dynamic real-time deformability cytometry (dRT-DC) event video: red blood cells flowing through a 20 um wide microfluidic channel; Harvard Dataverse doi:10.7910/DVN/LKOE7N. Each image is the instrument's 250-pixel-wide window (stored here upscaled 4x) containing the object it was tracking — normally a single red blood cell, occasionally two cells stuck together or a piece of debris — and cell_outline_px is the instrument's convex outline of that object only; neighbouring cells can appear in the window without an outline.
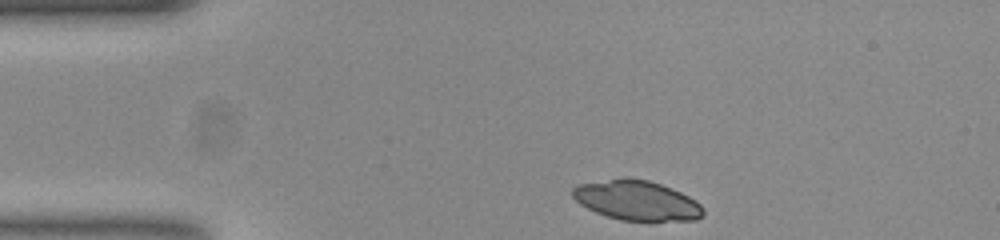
{"species": "common noctule bat (a hibernating species)", "species_latin": "Nyctalus noctula", "temperature_condition": "room temperature", "stored_images_in_passage": 35, "camera_frame_rate_fps": 3000, "um_per_image_px": 0.085, "animal": {"sex": "female", "body_mass_g": 23.0, "forearm_length_mm": 53.4}, "frame": {"image": 1, "passage_image": 1, "time_ms": 0.0, "image_size_px": [1000, 240], "cell_outline_px": [[704, 216], [696, 220], [620, 220], [596, 212], [580, 204], [572, 196], [572, 188], [580, 184], [624, 176], [628, 176], [648, 180], [672, 188], [696, 200], [704, 208]], "centroid_in_image_um": [54.14, 17.01], "position_along_channel_um": 30.9, "area_um2": 30.35}}
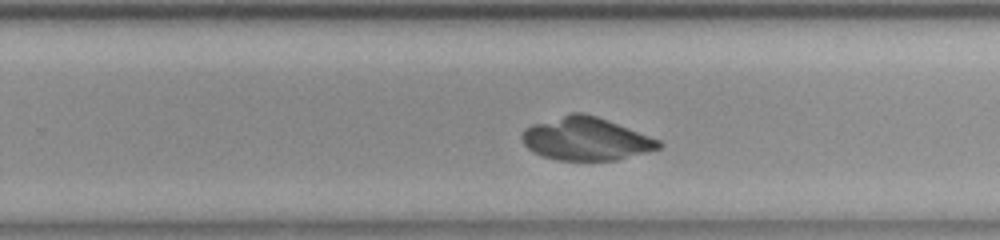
{"frame": {"image": 2, "passage_image": 25, "time_ms": 8.0, "image_size_px": [1000, 240], "cell_outline_px": [[664, 144], [660, 148], [648, 152], [616, 160], [556, 160], [544, 156], [528, 148], [524, 144], [524, 128], [532, 124], [572, 112], [584, 112], [608, 120], [660, 140]], "centroid_in_image_um": [49.85, 11.8], "position_along_channel_um": 280.0, "area_um2": 33.99}}
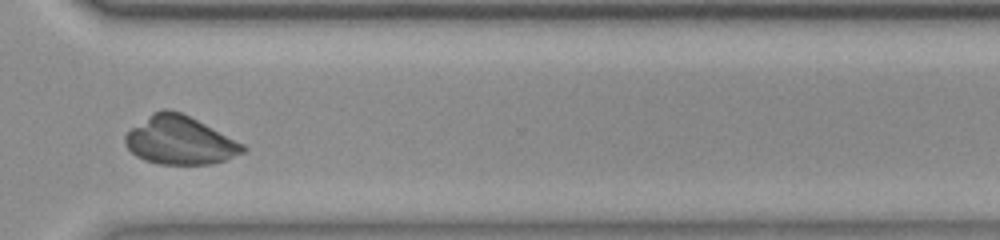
{"frame": {"image": 3, "passage_image": 31, "time_ms": 10.0, "image_size_px": [1000, 240], "cell_outline_px": [[248, 148], [244, 152], [224, 160], [212, 164], [160, 164], [144, 160], [136, 156], [124, 144], [124, 136], [132, 128], [152, 112], [164, 108], [180, 112], [244, 144]], "centroid_in_image_um": [15.26, 11.94], "position_along_channel_um": 355.3, "area_um2": 32.77}}